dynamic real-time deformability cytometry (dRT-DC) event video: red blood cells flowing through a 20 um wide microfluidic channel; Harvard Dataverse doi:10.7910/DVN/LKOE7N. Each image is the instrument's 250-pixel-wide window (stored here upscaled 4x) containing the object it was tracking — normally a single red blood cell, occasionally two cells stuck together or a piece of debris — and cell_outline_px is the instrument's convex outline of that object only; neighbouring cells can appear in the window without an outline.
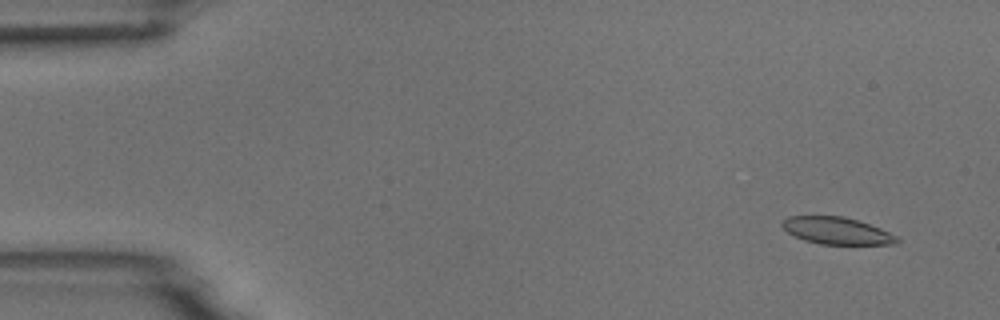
{"species": "common noctule bat (a hibernating species)", "species_latin": "Nyctalus noctula", "temperature_condition": "room temperature", "stored_images_in_passage": 56, "camera_frame_rate_fps": 3000, "um_per_image_px": 0.085, "animal": {"sex": "male", "body_mass_g": 18.8}, "frame": {"image": 1, "passage_image": 4, "time_ms": 1.0, "image_size_px": [1000, 320], "cell_outline_px": [[900, 240], [896, 244], [820, 244], [804, 240], [792, 236], [780, 224], [780, 220], [788, 216], [844, 216], [880, 228], [900, 236]], "centroid_in_image_um": [71.11, 19.61], "position_along_channel_um": 13.9, "area_um2": 18.26}}
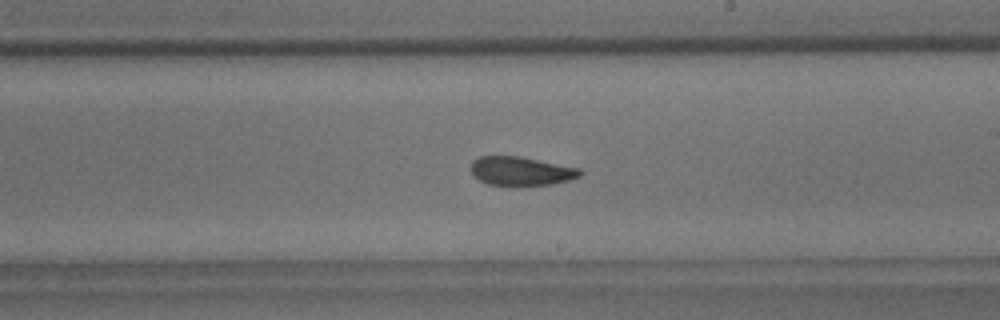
{"frame": {"image": 2, "passage_image": 32, "time_ms": 10.333, "image_size_px": [1000, 320], "cell_outline_px": [[584, 172], [580, 176], [568, 180], [552, 184], [520, 188], [512, 188], [488, 184], [472, 176], [472, 160], [480, 156], [520, 156], [580, 168]], "centroid_in_image_um": [44.29, 14.58], "position_along_channel_um": 244.7, "area_um2": 19.07}}
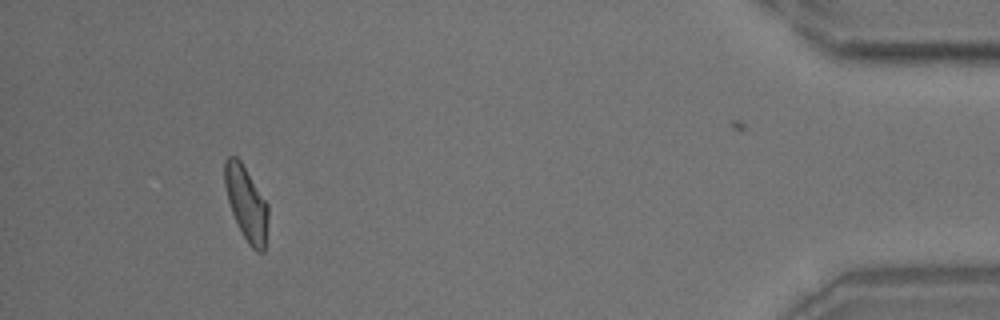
{"frame": {"image": 3, "passage_image": 51, "time_ms": 16.667, "image_size_px": [1000, 320], "cell_outline_px": [[268, 216], [264, 252], [256, 252], [248, 244], [232, 212], [228, 200], [224, 184], [224, 160], [228, 156], [236, 156], [240, 160], [268, 204]], "centroid_in_image_um": [20.93, 17.27], "position_along_channel_um": 414.3, "area_um2": 18.55}, "authors_computed_cell_mechanics": {"area_um2": 19.1318, "velocity_mm_per_s": 3.6897, "shape_relaxation_time_tau1_ms": 6.6581, "shape_relaxation_time_tau2_ms": 0.8712, "deformation_change_tau1": 0.1423, "deformation_change_tau2": 0.0636}}